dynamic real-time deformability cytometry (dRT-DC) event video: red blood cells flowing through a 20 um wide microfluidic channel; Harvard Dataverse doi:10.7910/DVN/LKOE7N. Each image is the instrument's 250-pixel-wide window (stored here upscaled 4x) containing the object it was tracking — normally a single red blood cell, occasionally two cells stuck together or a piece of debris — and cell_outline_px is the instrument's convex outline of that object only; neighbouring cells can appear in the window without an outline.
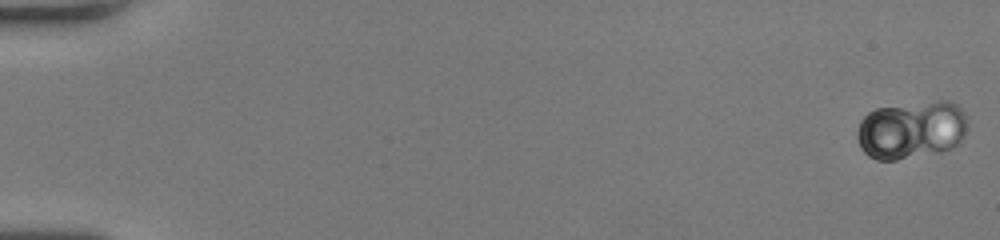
{"species": "human", "species_latin": "Homo sapiens", "temperature_condition": "room temperature", "stored_images_in_passage": 55, "camera_frame_rate_fps": 3000, "um_per_image_px": 0.085, "donor": {"sex": "female"}, "frame": {"image": 1, "passage_image": 1, "time_ms": 0.0, "image_size_px": [1000, 240], "cell_outline_px": [[964, 132], [960, 140], [956, 144], [940, 152], [896, 160], [876, 160], [868, 156], [864, 152], [856, 136], [856, 132], [860, 120], [868, 112], [876, 108], [936, 100], [948, 100], [956, 104], [964, 112]], "centroid_in_image_um": [77.41, 11.03], "position_along_channel_um": 7.6, "area_um2": 37.17}}
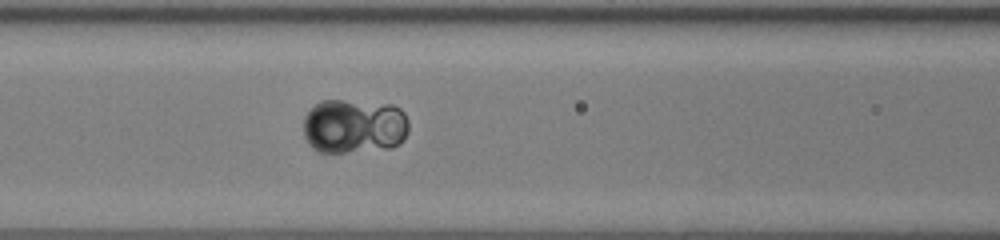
{"frame": {"image": 2, "passage_image": 26, "time_ms": 8.333, "image_size_px": [1000, 240], "cell_outline_px": [[408, 132], [404, 140], [400, 144], [392, 148], [344, 152], [320, 152], [312, 148], [308, 144], [304, 136], [304, 116], [320, 100], [340, 100], [392, 104], [400, 108], [404, 112], [408, 120]], "centroid_in_image_um": [30.12, 10.73], "position_along_channel_um": 136.5, "area_um2": 33.87}}
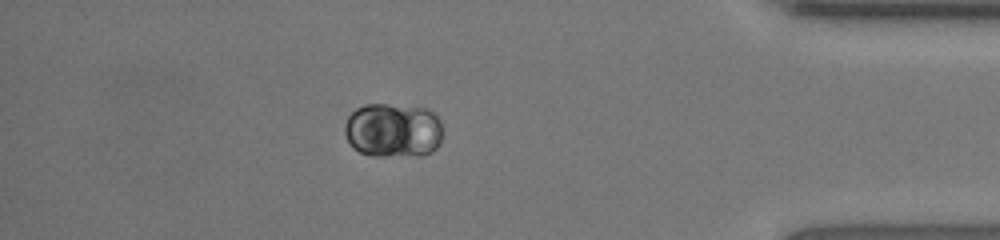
{"frame": {"image": 3, "passage_image": 49, "time_ms": 16.0, "image_size_px": [1000, 240], "cell_outline_px": [[440, 144], [432, 152], [420, 156], [372, 156], [360, 152], [352, 148], [344, 132], [344, 124], [348, 116], [356, 108], [364, 104], [384, 104], [428, 108], [440, 120]], "centroid_in_image_um": [33.39, 11.08], "position_along_channel_um": 401.8, "area_um2": 31.44}, "authors_computed_cell_mechanics": {"area_um2": 32.7726, "velocity_mm_per_s": 3.8997, "shape_relaxation_time_tau1_ms": 7.5401, "shape_relaxation_time_tau2_ms": null, "deformation_change_tau1": 0.055, "deformation_change_tau2": null}}